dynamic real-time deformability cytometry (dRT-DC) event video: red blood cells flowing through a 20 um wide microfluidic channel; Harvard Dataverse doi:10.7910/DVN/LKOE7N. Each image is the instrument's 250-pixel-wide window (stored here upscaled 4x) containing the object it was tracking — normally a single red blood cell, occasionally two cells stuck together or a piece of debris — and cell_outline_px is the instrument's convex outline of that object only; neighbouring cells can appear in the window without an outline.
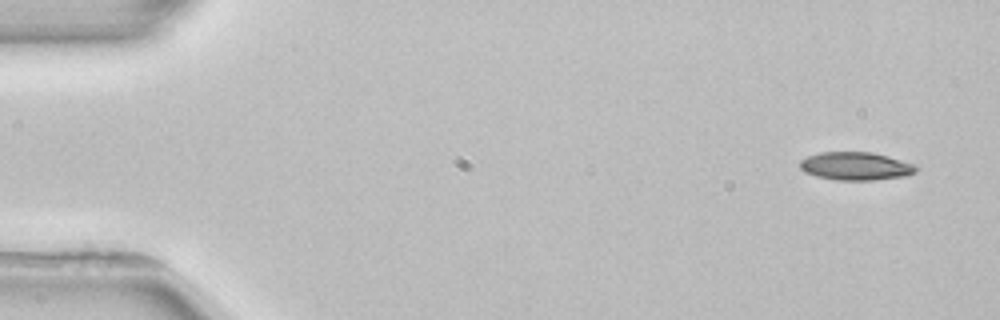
{"species": "common noctule bat (a hibernating species)", "species_latin": "Nyctalus noctula", "temperature_condition": "room temperature", "stored_images_in_passage": 3, "camera_frame_rate_fps": 3000, "um_per_image_px": 0.085, "animal": {"sex": "female", "body_mass_g": 22.7, "forearm_length_mm": 54.2}, "frame": {"image": 1, "passage_image": 1, "time_ms": 0.0, "image_size_px": [1000, 320], "cell_outline_px": [[920, 168], [916, 172], [908, 176], [876, 180], [836, 180], [816, 176], [804, 172], [800, 168], [800, 160], [808, 156], [820, 152], [872, 152], [888, 156], [912, 164]], "centroid_in_image_um": [72.75, 14.13], "position_along_channel_um": 12.3, "area_um2": 19.13}}
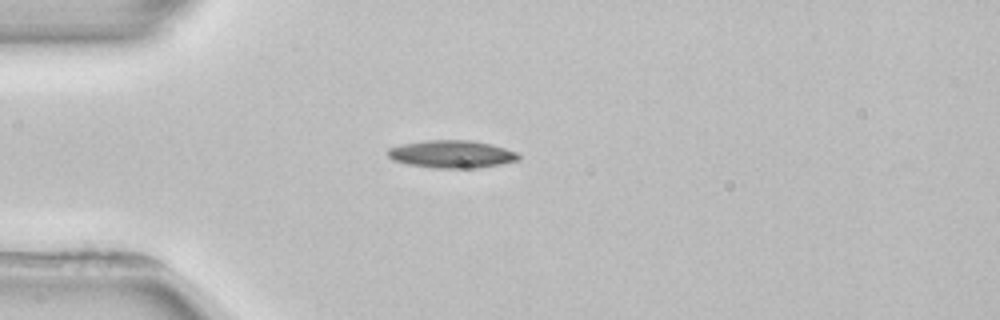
{"frame": {"image": 2, "passage_image": 3, "time_ms": 3.667, "image_size_px": [1000, 320], "cell_outline_px": [[520, 160], [500, 164], [476, 168], [432, 168], [408, 164], [392, 160], [388, 156], [388, 148], [400, 144], [428, 140], [472, 140], [492, 144], [516, 152], [520, 156]], "centroid_in_image_um": [38.39, 13.1], "position_along_channel_um": 46.6, "area_um2": 21.15}}